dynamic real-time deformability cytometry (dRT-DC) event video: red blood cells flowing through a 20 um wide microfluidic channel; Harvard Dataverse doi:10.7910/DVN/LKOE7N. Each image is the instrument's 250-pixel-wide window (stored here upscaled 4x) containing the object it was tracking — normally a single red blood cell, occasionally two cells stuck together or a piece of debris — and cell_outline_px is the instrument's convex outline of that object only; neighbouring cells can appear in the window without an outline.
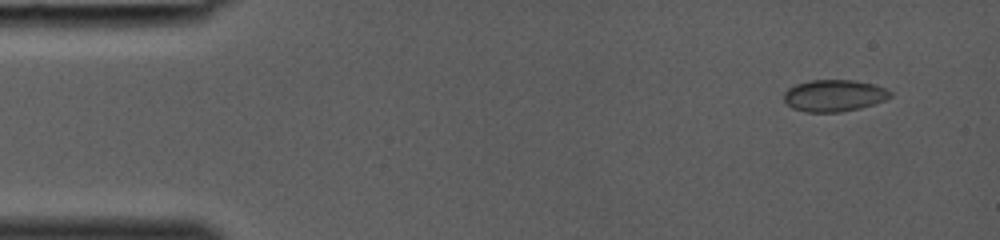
{"species": "common noctule bat (a hibernating species)", "species_latin": "Nyctalus noctula", "temperature_condition": "room temperature", "stored_images_in_passage": 34, "camera_frame_rate_fps": 3000, "um_per_image_px": 0.085, "animal": {"sex": "female", "body_mass_g": 19.0, "forearm_length_mm": 53.3}, "frame": {"image": 1, "passage_image": 1, "time_ms": 0.0, "image_size_px": [1000, 240], "cell_outline_px": [[892, 96], [884, 100], [860, 108], [840, 112], [804, 112], [792, 108], [784, 100], [784, 92], [788, 88], [796, 84], [812, 80], [852, 80], [872, 84], [888, 88], [892, 92]], "centroid_in_image_um": [70.9, 8.12], "position_along_channel_um": 14.1, "area_um2": 19.71}}
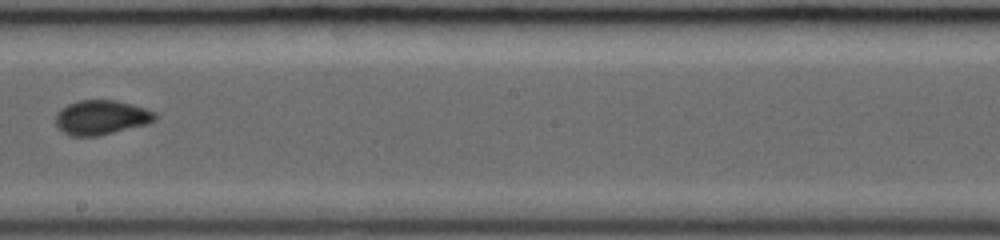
{"frame": {"image": 2, "passage_image": 20, "time_ms": 6.333, "image_size_px": [1000, 240], "cell_outline_px": [[160, 116], [156, 120], [148, 124], [100, 136], [68, 136], [56, 124], [56, 112], [68, 104], [80, 100], [116, 100], [144, 108], [156, 112]], "centroid_in_image_um": [8.65, 9.99], "position_along_channel_um": 239.6, "area_um2": 20.17}}
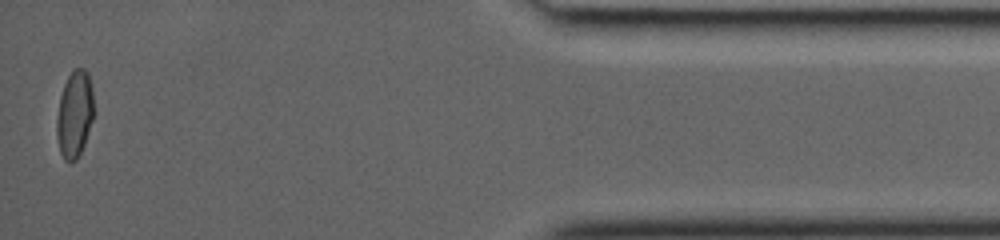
{"frame": {"image": 3, "passage_image": 34, "time_ms": 11.0, "image_size_px": [1000, 240], "cell_outline_px": [[96, 112], [84, 144], [76, 160], [68, 164], [64, 160], [60, 152], [56, 136], [56, 120], [60, 96], [64, 84], [72, 68], [84, 68], [88, 72], [92, 88]], "centroid_in_image_um": [6.36, 9.69], "position_along_channel_um": 428.8, "area_um2": 19.36}}